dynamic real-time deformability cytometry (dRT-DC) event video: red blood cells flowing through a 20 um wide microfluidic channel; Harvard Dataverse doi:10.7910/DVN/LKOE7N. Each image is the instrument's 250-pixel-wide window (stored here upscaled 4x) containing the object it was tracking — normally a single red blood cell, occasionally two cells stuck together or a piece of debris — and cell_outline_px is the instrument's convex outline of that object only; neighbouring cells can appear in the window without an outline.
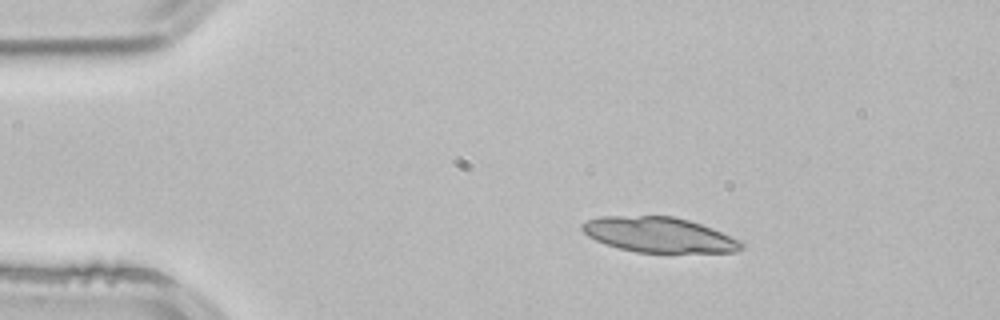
{"species": "common noctule bat (a hibernating species)", "species_latin": "Nyctalus noctula", "temperature_condition": "room temperature", "stored_images_in_passage": 44, "camera_frame_rate_fps": 3000, "um_per_image_px": 0.085, "animal": {"sex": "male", "body_mass_g": 21.5, "forearm_length_mm": 52.0}, "frame": {"image": 1, "passage_image": 1, "time_ms": 0.0, "image_size_px": [1000, 320], "cell_outline_px": [[744, 248], [736, 252], [636, 252], [620, 248], [596, 240], [588, 236], [580, 228], [580, 224], [588, 220], [600, 216], [672, 216], [688, 220], [712, 228], [744, 240]], "centroid_in_image_um": [56.07, 19.95], "position_along_channel_um": 28.9, "area_um2": 32.66}}